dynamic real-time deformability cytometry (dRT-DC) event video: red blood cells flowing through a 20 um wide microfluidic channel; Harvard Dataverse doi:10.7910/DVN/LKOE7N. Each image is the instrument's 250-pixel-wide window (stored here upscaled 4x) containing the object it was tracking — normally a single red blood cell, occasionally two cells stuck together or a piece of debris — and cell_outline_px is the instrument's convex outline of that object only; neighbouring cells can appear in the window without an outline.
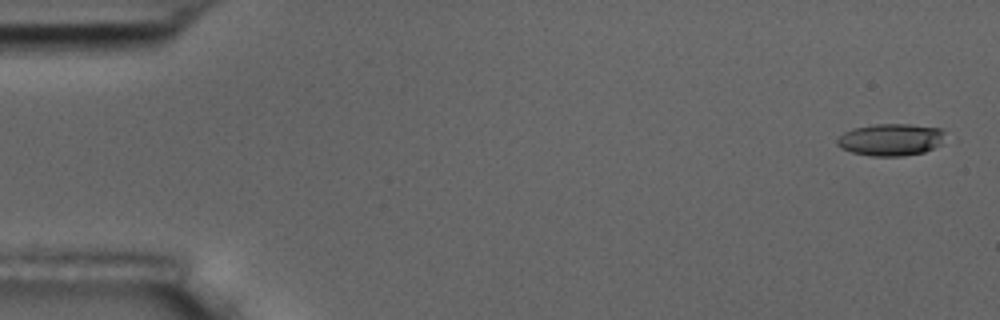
{"species": "common noctule bat (a hibernating species)", "species_latin": "Nyctalus noctula", "temperature_condition": "room temperature", "stored_images_in_passage": 6, "camera_frame_rate_fps": 3000, "um_per_image_px": 0.085, "animal": {"sex": "male", "body_mass_g": 17.5, "forearm_length_mm": 52.3}, "frame": {"image": 1, "passage_image": 1, "time_ms": 0.0, "image_size_px": [1000, 320], "cell_outline_px": [[948, 140], [924, 152], [904, 156], [872, 156], [852, 152], [840, 148], [836, 144], [836, 140], [844, 132], [852, 128], [872, 124], [908, 124], [940, 128], [948, 136]], "centroid_in_image_um": [75.74, 11.86], "position_along_channel_um": 9.3, "area_um2": 20.52}}
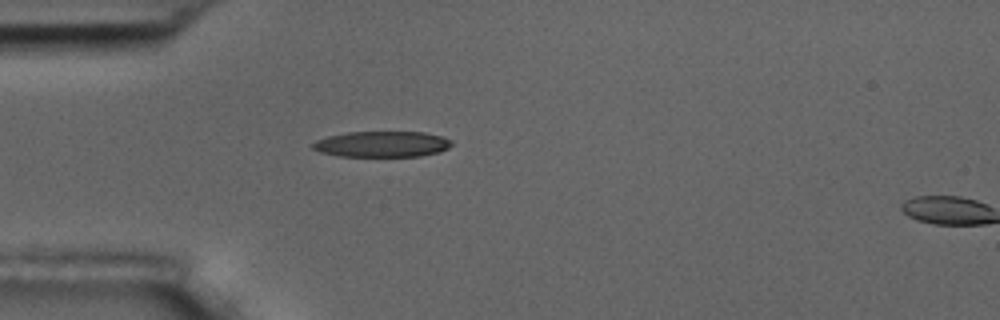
{"frame": {"image": 2, "passage_image": 5, "time_ms": 4.667, "image_size_px": [1000, 320], "cell_outline_px": [[452, 144], [448, 148], [440, 152], [420, 156], [340, 156], [320, 152], [312, 148], [312, 144], [316, 140], [328, 136], [348, 132], [424, 132], [444, 136], [452, 140]], "centroid_in_image_um": [32.51, 12.25], "position_along_channel_um": 52.5, "area_um2": 20.98}}